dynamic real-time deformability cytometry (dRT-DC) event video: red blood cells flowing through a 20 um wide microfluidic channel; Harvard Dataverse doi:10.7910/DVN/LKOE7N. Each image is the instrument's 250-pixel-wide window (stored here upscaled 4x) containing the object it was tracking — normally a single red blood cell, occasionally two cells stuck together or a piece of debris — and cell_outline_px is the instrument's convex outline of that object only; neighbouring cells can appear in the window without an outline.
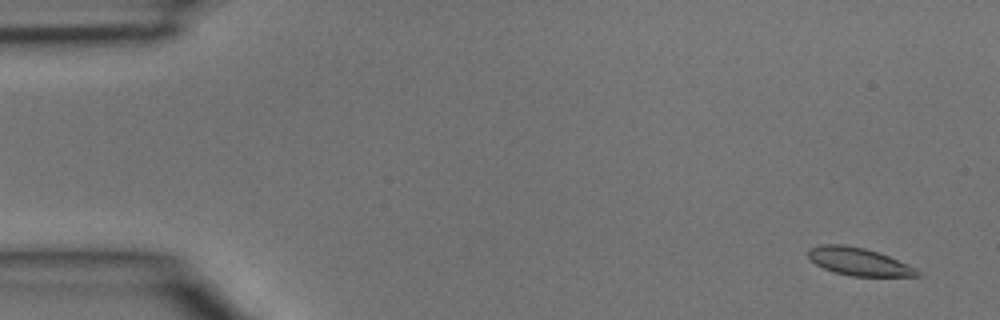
{"species": "common noctule bat (a hibernating species)", "species_latin": "Nyctalus noctula", "temperature_condition": "room temperature", "stored_images_in_passage": 4, "camera_frame_rate_fps": 3000, "um_per_image_px": 0.085, "animal": {"sex": "male", "body_mass_g": 15.6}, "frame": {"image": 1, "passage_image": 1, "time_ms": 0.0, "image_size_px": [1000, 320], "cell_outline_px": [[920, 276], [852, 276], [836, 272], [824, 268], [816, 264], [808, 256], [808, 248], [820, 244], [844, 244], [864, 248], [888, 256], [916, 268], [920, 272]], "centroid_in_image_um": [72.97, 22.23], "position_along_channel_um": 12.0, "area_um2": 17.4}}
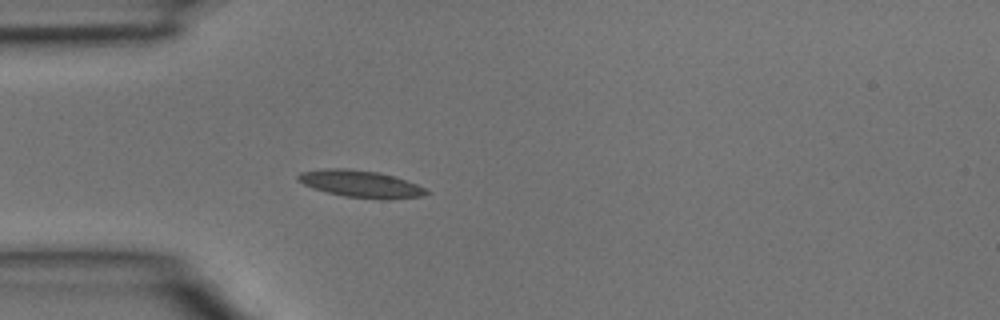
{"frame": {"image": 2, "passage_image": 4, "time_ms": 1.0, "image_size_px": [1000, 320], "cell_outline_px": [[432, 192], [424, 196], [392, 200], [380, 200], [344, 196], [312, 188], [296, 180], [296, 176], [300, 172], [324, 168], [348, 168], [380, 172], [396, 176], [416, 184]], "centroid_in_image_um": [30.69, 15.63], "position_along_channel_um": 54.3, "area_um2": 20.69}}